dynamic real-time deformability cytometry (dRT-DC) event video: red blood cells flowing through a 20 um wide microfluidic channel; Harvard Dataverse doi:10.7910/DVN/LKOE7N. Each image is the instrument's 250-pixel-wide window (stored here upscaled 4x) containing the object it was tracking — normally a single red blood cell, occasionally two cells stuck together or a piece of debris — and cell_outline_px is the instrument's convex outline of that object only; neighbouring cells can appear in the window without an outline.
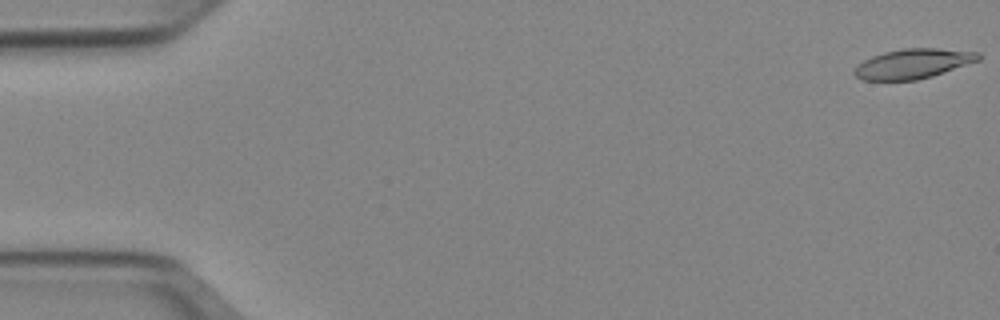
{"species": "Egyptian fruit bat (a non-hibernating species)", "species_latin": "Rousettus aegyptiacus", "temperature_condition": "cold", "stored_images_in_passage": 50, "camera_frame_rate_fps": 3000, "um_per_image_px": 0.085, "animal": {"sex": "female"}, "frame": {"image": 1, "passage_image": 1, "time_ms": 0.0, "image_size_px": [1000, 320], "cell_outline_px": [[980, 60], [932, 76], [916, 80], [860, 80], [852, 72], [856, 64], [872, 56], [884, 52], [904, 48], [936, 48], [980, 52]], "centroid_in_image_um": [77.58, 5.41], "position_along_channel_um": 7.4, "area_um2": 21.56}}
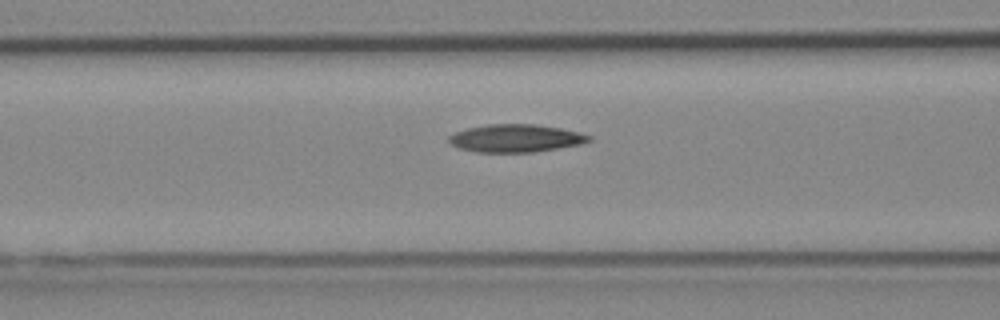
{"frame": {"image": 2, "passage_image": 21, "time_ms": 6.667, "image_size_px": [1000, 320], "cell_outline_px": [[592, 140], [580, 144], [532, 152], [476, 152], [456, 148], [448, 144], [448, 136], [456, 132], [468, 128], [488, 124], [536, 124], [560, 128], [580, 132], [592, 136]], "centroid_in_image_um": [43.8, 11.75], "position_along_channel_um": 122.8, "area_um2": 22.77}}
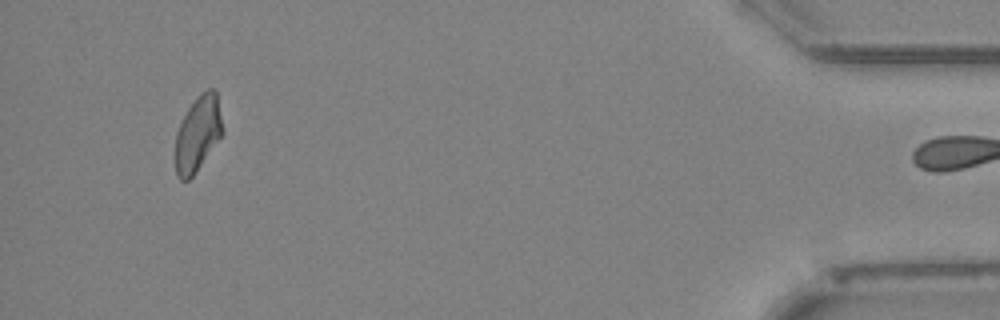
{"frame": {"image": 3, "passage_image": 49, "time_ms": 16.0, "image_size_px": [1000, 320], "cell_outline_px": [[224, 132], [192, 176], [188, 180], [180, 180], [176, 172], [176, 132], [188, 108], [196, 96], [200, 92], [208, 88], [212, 88], [216, 92], [224, 128]], "centroid_in_image_um": [16.83, 11.31], "position_along_channel_um": 418.4, "area_um2": 20.52}, "authors_computed_cell_mechanics": {"area_um2": 22.0796, "velocity_mm_per_s": 3.9367, "shape_relaxation_time_tau1_ms": 5.6467, "shape_relaxation_time_tau2_ms": 7.5461, "deformation_change_tau1": 0.1716, "deformation_change_tau2": 0.1652}}